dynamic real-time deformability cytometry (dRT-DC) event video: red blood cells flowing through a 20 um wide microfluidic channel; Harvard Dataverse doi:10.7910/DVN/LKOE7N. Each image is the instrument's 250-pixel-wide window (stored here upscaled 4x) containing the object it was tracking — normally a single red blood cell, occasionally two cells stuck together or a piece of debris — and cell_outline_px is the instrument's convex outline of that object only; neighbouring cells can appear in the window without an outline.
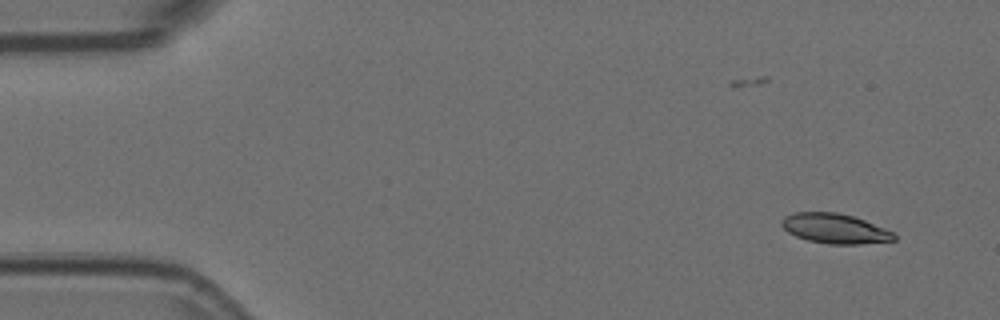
{"species": "Egyptian fruit bat (a non-hibernating species)", "species_latin": "Rousettus aegyptiacus", "temperature_condition": "room temperature", "stored_images_in_passage": 6, "camera_frame_rate_fps": 3000, "um_per_image_px": 0.085, "animal": {"sex": "female"}, "frame": {"image": 1, "passage_image": 1, "time_ms": 0.0, "image_size_px": [1000, 320], "cell_outline_px": [[896, 240], [860, 244], [828, 244], [808, 240], [796, 236], [788, 232], [780, 224], [780, 220], [784, 216], [792, 212], [836, 212], [852, 216], [864, 220], [884, 228], [892, 232], [896, 236]], "centroid_in_image_um": [70.92, 19.42], "position_along_channel_um": 14.1, "area_um2": 19.54}}
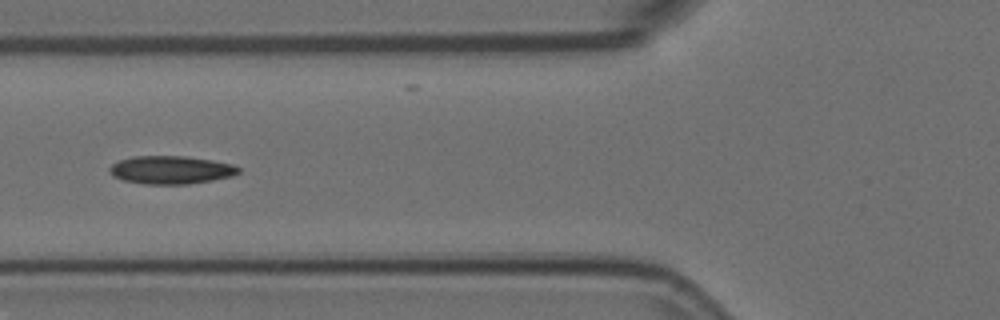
{"frame": {"image": 2, "passage_image": 6, "time_ms": 1.667, "image_size_px": [1000, 320], "cell_outline_px": [[240, 172], [232, 176], [212, 180], [188, 184], [144, 184], [124, 180], [112, 176], [108, 172], [108, 168], [112, 164], [120, 160], [132, 156], [184, 156], [212, 160], [232, 164], [240, 168]], "centroid_in_image_um": [14.5, 14.44], "position_along_channel_um": 111.3, "area_um2": 21.15}}